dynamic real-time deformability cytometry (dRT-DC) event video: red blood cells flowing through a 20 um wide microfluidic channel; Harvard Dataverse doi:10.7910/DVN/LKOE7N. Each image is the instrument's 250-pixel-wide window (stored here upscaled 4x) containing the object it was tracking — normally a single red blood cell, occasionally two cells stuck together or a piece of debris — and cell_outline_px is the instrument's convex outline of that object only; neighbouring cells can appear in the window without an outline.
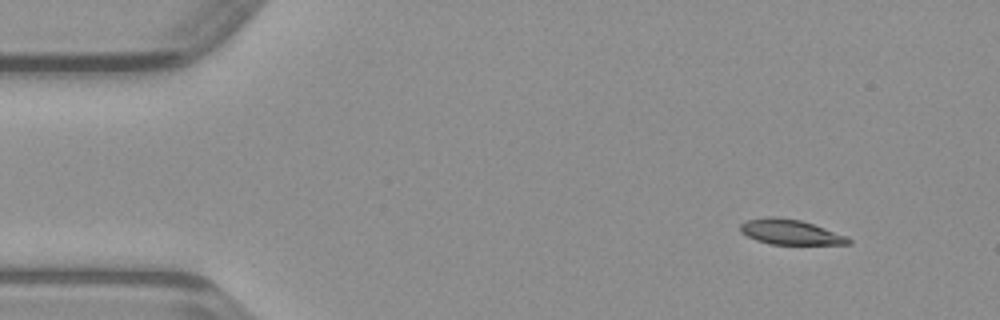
{"species": "common noctule bat (a hibernating species)", "species_latin": "Nyctalus noctula", "temperature_condition": "warm", "stored_images_in_passage": 44, "camera_frame_rate_fps": 3000, "um_per_image_px": 0.085, "animal": {"sex": "male", "body_mass_g": 23.1, "forearm_length_mm": 52.7}, "frame": {"image": 1, "passage_image": 1, "time_ms": 0.0, "image_size_px": [1000, 320], "cell_outline_px": [[852, 244], [772, 244], [756, 240], [740, 232], [740, 224], [744, 220], [768, 216], [776, 216], [800, 220], [848, 236], [852, 240]], "centroid_in_image_um": [67.16, 19.71], "position_along_channel_um": 17.8, "area_um2": 15.84}}
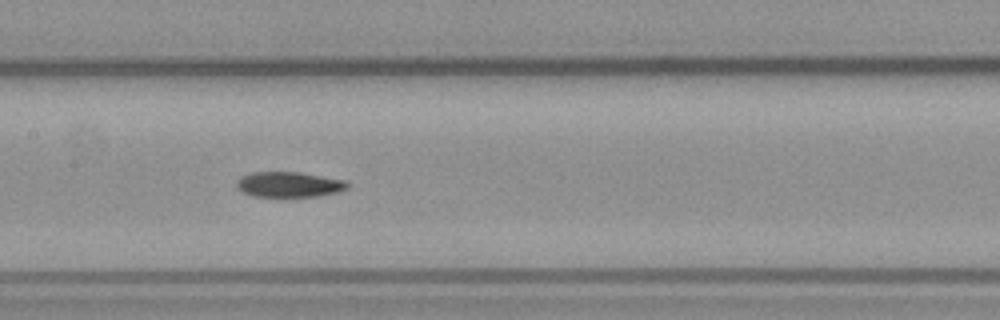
{"frame": {"image": 2, "passage_image": 19, "time_ms": 6.0, "image_size_px": [1000, 320], "cell_outline_px": [[348, 188], [340, 192], [320, 196], [252, 196], [236, 188], [236, 180], [240, 176], [252, 172], [296, 172], [348, 180]], "centroid_in_image_um": [24.58, 15.68], "position_along_channel_um": 182.8, "area_um2": 16.47}}
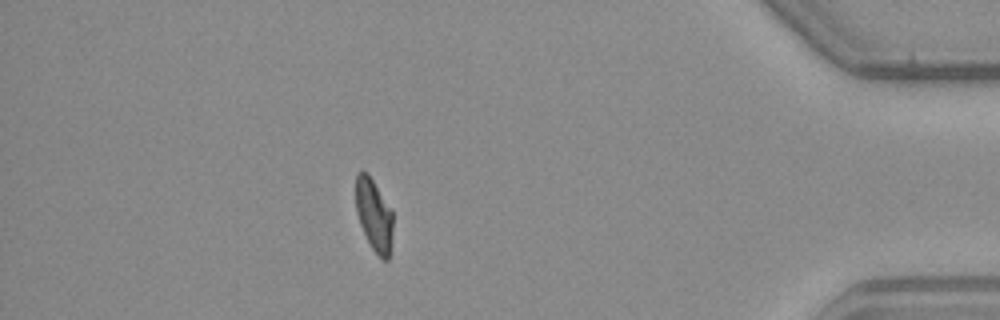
{"frame": {"image": 3, "passage_image": 38, "time_ms": 12.333, "image_size_px": [1000, 320], "cell_outline_px": [[392, 236], [388, 260], [384, 260], [372, 248], [360, 224], [356, 212], [356, 172], [368, 172], [392, 208]], "centroid_in_image_um": [31.79, 18.22], "position_along_channel_um": 403.4, "area_um2": 15.61}}